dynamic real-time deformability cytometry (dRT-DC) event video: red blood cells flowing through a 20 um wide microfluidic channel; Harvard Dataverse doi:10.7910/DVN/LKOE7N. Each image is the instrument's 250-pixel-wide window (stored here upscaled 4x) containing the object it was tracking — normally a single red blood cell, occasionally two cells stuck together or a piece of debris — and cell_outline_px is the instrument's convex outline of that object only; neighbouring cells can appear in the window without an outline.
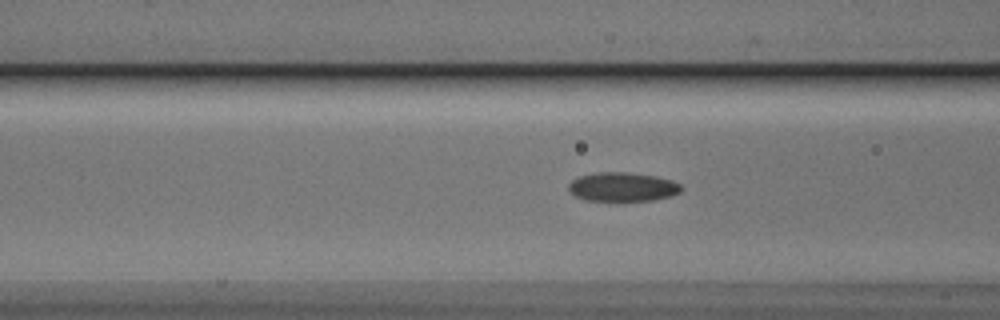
{"species": "Egyptian fruit bat (a non-hibernating species)", "species_latin": "Rousettus aegyptiacus", "temperature_condition": "cold", "stored_images_in_passage": 48, "camera_frame_rate_fps": 3000, "um_per_image_px": 0.085, "animal": {"sex": "male"}, "frame": {"image": 1, "passage_image": 15, "time_ms": 4.667, "image_size_px": [1000, 320], "cell_outline_px": [[684, 188], [680, 192], [672, 196], [652, 200], [584, 200], [576, 196], [568, 188], [568, 184], [572, 180], [580, 176], [600, 172], [624, 172], [656, 176], [672, 180], [680, 184]], "centroid_in_image_um": [52.95, 15.88], "position_along_channel_um": 113.6, "area_um2": 18.9}}
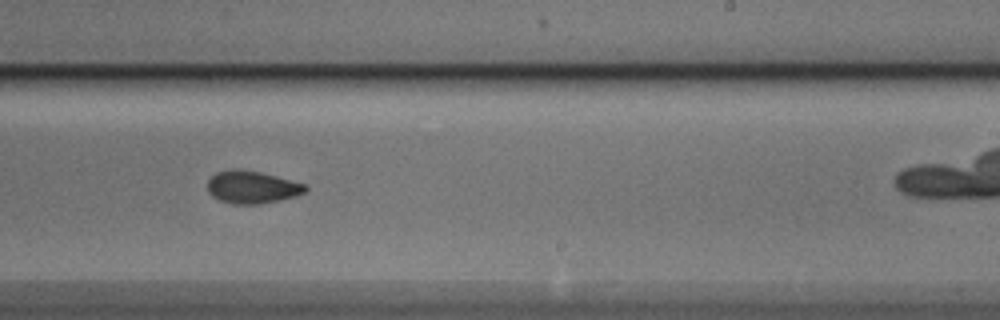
{"frame": {"image": 2, "passage_image": 27, "time_ms": 8.667, "image_size_px": [1000, 320], "cell_outline_px": [[308, 188], [304, 192], [296, 196], [280, 200], [260, 204], [232, 204], [220, 200], [212, 196], [208, 192], [208, 180], [216, 172], [232, 168], [236, 168], [260, 172], [308, 184]], "centroid_in_image_um": [21.43, 15.9], "position_along_channel_um": 267.6, "area_um2": 18.73}}
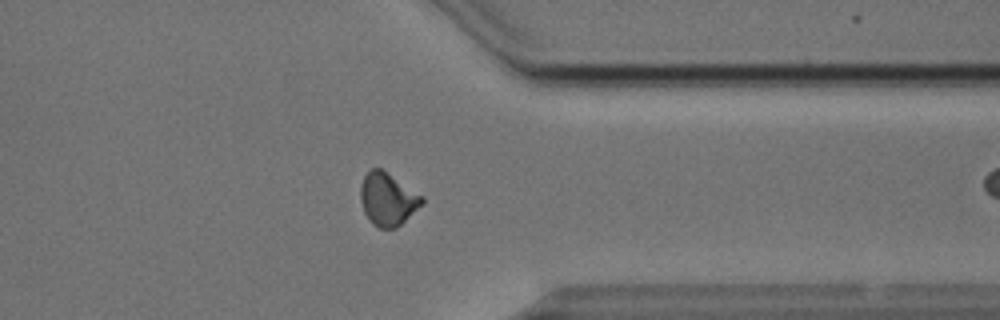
{"frame": {"image": 3, "passage_image": 36, "time_ms": 11.667, "image_size_px": [1000, 320], "cell_outline_px": [[424, 204], [396, 228], [380, 228], [372, 224], [364, 212], [360, 200], [360, 188], [364, 176], [372, 168], [380, 168], [424, 196]], "centroid_in_image_um": [32.97, 16.94], "position_along_channel_um": 378.4, "area_um2": 18.9}, "authors_computed_cell_mechanics": {"area_um2": 18.6694, "velocity_mm_per_s": 3.8465, "shape_relaxation_time_tau1_ms": 6.3317, "shape_relaxation_time_tau2_ms": 3.4721, "deformation_change_tau1": 0.1374, "deformation_change_tau2": 0.0819}}